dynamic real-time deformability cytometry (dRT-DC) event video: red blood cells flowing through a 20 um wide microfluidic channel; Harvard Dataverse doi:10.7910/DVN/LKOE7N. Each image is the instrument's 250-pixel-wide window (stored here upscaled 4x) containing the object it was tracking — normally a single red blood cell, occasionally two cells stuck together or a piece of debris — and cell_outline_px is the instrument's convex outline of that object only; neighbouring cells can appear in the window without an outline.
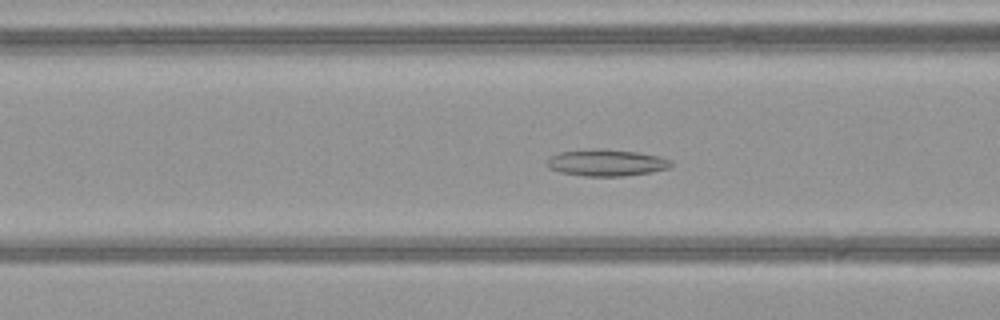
{"species": "common noctule bat (a hibernating species)", "species_latin": "Nyctalus noctula", "temperature_condition": "warm", "stored_images_in_passage": 44, "camera_frame_rate_fps": 3000, "um_per_image_px": 0.085, "animal": {"sex": "female", "body_mass_g": 21.9}, "frame": {"image": 1, "passage_image": 14, "time_ms": 4.333, "image_size_px": [1000, 320], "cell_outline_px": [[672, 164], [668, 168], [652, 172], [624, 176], [584, 176], [560, 172], [548, 168], [544, 164], [544, 160], [548, 156], [560, 152], [592, 148], [596, 148], [636, 152], [660, 156], [672, 160]], "centroid_in_image_um": [51.48, 13.82], "position_along_channel_um": 115.1, "area_um2": 19.59}}
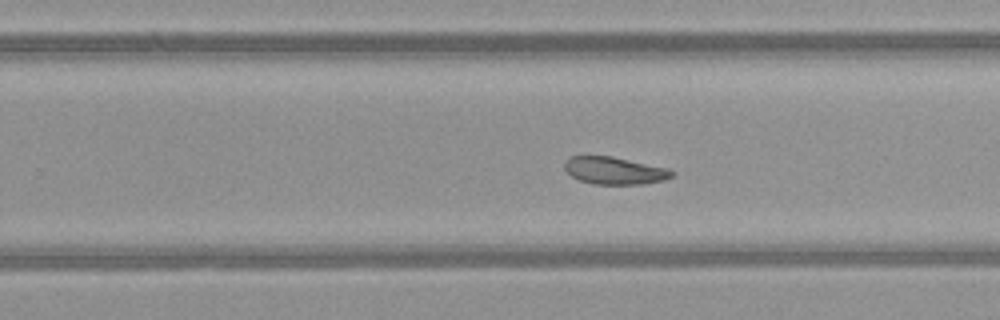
{"frame": {"image": 2, "passage_image": 26, "time_ms": 8.333, "image_size_px": [1000, 320], "cell_outline_px": [[676, 172], [672, 176], [664, 180], [644, 184], [596, 184], [580, 180], [572, 176], [564, 168], [564, 160], [568, 156], [612, 156], [668, 168]], "centroid_in_image_um": [52.24, 14.49], "position_along_channel_um": 277.6, "area_um2": 17.17}}
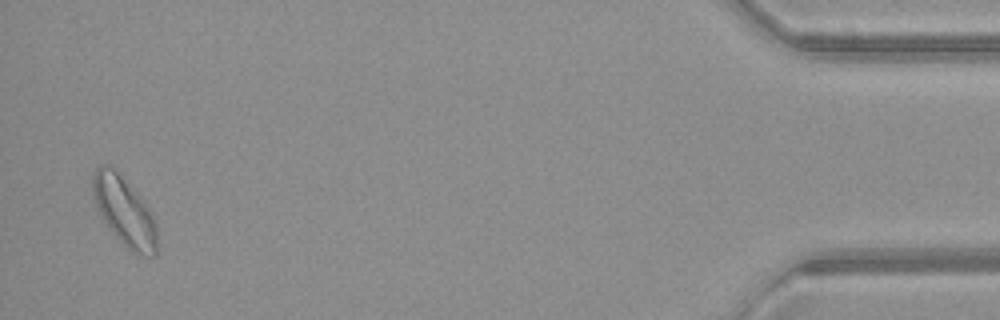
{"frame": {"image": 3, "passage_image": 43, "time_ms": 14.0, "image_size_px": [1000, 320], "cell_outline_px": [[156, 256], [140, 256], [132, 252], [112, 232], [100, 216], [92, 196], [92, 176], [96, 168], [100, 164], [112, 164], [152, 212], [156, 220]], "centroid_in_image_um": [10.55, 17.94], "position_along_channel_um": 424.7, "area_um2": 26.01}, "authors_computed_cell_mechanics": {"area_um2": 19.7098, "velocity_mm_per_s": 4.0688, "shape_relaxation_time_tau1_ms": null, "shape_relaxation_time_tau2_ms": 2.3791, "deformation_change_tau1": null, "deformation_change_tau2": 0.079}}